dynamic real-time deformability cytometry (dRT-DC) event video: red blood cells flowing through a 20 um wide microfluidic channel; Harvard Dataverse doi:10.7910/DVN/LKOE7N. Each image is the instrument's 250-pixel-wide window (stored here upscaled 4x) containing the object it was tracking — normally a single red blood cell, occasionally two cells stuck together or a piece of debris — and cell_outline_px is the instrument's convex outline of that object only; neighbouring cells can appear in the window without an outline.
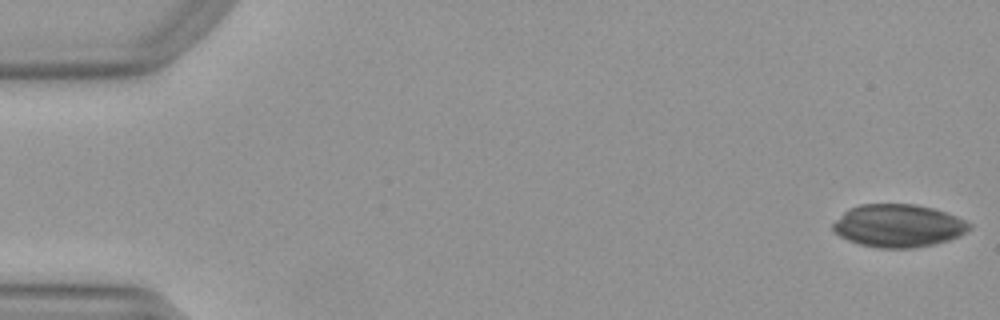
{"species": "Egyptian fruit bat (a non-hibernating species)", "species_latin": "Rousettus aegyptiacus", "temperature_condition": "warm", "stored_images_in_passage": 14, "camera_frame_rate_fps": 3000, "um_per_image_px": 0.085, "animal": {"sex": "female"}, "frame": {"image": 1, "passage_image": 1, "time_ms": 0.0, "image_size_px": [1000, 320], "cell_outline_px": [[972, 228], [960, 236], [948, 240], [932, 244], [912, 248], [880, 248], [860, 244], [848, 240], [840, 236], [832, 228], [832, 224], [848, 208], [860, 204], [916, 204], [932, 208], [956, 216], [972, 224]], "centroid_in_image_um": [76.36, 19.18], "position_along_channel_um": 8.6, "area_um2": 33.93}}